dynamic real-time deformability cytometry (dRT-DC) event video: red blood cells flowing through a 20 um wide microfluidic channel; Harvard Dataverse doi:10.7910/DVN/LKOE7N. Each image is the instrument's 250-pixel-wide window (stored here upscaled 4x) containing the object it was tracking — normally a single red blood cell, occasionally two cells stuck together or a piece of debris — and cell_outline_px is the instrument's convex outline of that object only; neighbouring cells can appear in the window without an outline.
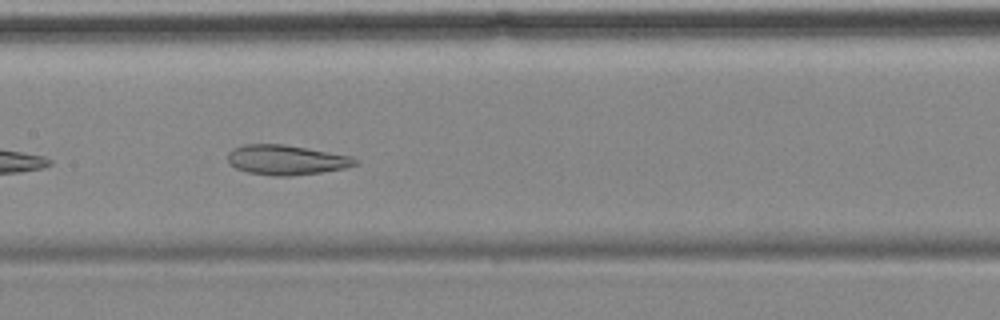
{"species": "common noctule bat (a hibernating species)", "species_latin": "Nyctalus noctula", "temperature_condition": "cold", "stored_images_in_passage": 15, "camera_frame_rate_fps": 3000, "um_per_image_px": 0.085, "animal": {"sex": "female", "body_mass_g": 18.4}, "frame": {"image": 1, "passage_image": 7, "time_ms": 8.0, "image_size_px": [1000, 320], "cell_outline_px": [[360, 164], [344, 168], [320, 172], [292, 176], [276, 176], [248, 172], [236, 168], [228, 164], [228, 152], [232, 148], [244, 144], [284, 144], [308, 148], [352, 156], [360, 160]], "centroid_in_image_um": [24.35, 13.58], "position_along_channel_um": 183.1, "area_um2": 22.37}}
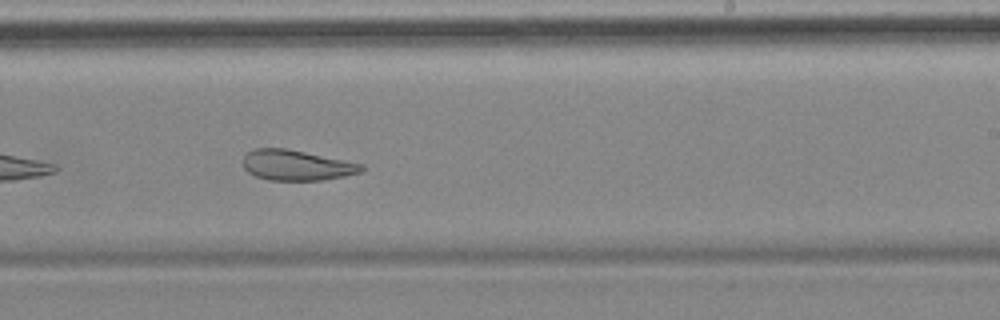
{"frame": {"image": 2, "passage_image": 9, "time_ms": 10.333, "image_size_px": [1000, 320], "cell_outline_px": [[364, 168], [360, 172], [344, 176], [324, 180], [268, 180], [256, 176], [248, 172], [244, 168], [244, 156], [252, 148], [284, 148], [364, 164]], "centroid_in_image_um": [25.19, 14.05], "position_along_channel_um": 263.8, "area_um2": 20.81}, "authors_computed_cell_mechanics": {"area_um2": 25.0274, "velocity_mm_per_s": 3.4802, "shape_relaxation_time_tau1_ms": null, "shape_relaxation_time_tau2_ms": 2.098, "deformation_change_tau1": null, "deformation_change_tau2": 0.0901}}